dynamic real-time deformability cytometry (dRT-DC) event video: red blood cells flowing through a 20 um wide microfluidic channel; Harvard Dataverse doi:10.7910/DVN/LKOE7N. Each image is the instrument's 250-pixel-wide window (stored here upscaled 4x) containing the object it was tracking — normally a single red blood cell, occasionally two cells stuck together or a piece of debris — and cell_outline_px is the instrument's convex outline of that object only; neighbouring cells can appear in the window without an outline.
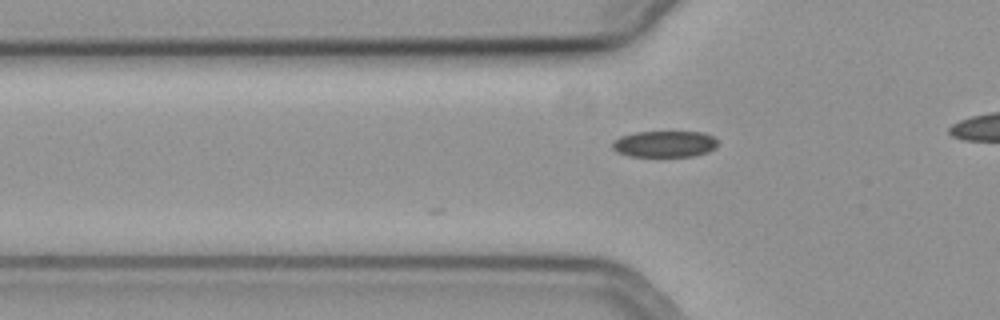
{"species": "common noctule bat (a hibernating species)", "species_latin": "Nyctalus noctula", "temperature_condition": "cold", "stored_images_in_passage": 3, "camera_frame_rate_fps": 3000, "um_per_image_px": 0.085, "animal": {"sex": "female", "body_mass_g": 19.3, "forearm_length_mm": 54.1}, "frame": {"image": 1, "passage_image": 3, "time_ms": 0.667, "image_size_px": [1000, 320], "cell_outline_px": [[716, 148], [708, 152], [692, 156], [628, 156], [616, 152], [612, 148], [612, 144], [620, 136], [636, 132], [704, 132], [712, 136], [716, 140]], "centroid_in_image_um": [56.48, 12.24], "position_along_channel_um": 69.3, "area_um2": 16.13}}